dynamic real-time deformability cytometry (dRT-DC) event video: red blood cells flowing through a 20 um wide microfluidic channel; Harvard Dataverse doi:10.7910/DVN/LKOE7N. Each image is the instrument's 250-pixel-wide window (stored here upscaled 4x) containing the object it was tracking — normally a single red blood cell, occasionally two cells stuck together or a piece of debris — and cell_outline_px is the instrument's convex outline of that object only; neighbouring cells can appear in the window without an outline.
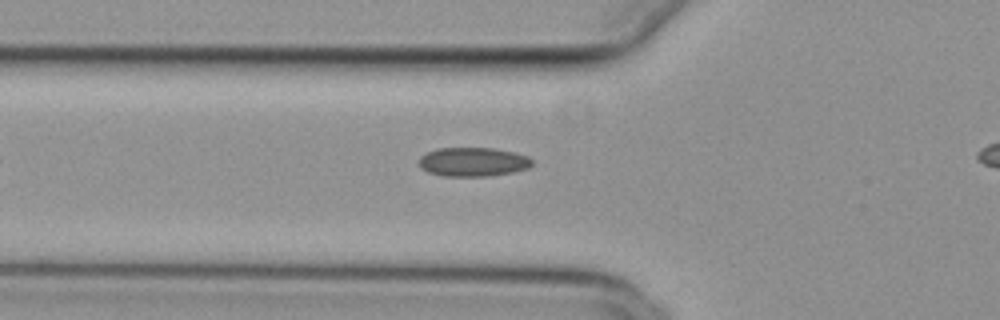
{"species": "common noctule bat (a hibernating species)", "species_latin": "Nyctalus noctula", "temperature_condition": "cold", "stored_images_in_passage": 33, "camera_frame_rate_fps": 3000, "um_per_image_px": 0.085, "animal": {"sex": "female", "body_mass_g": 29.2, "forearm_length_mm": 56.3}, "frame": {"image": 1, "passage_image": 4, "time_ms": 1.0, "image_size_px": [1000, 320], "cell_outline_px": [[532, 164], [528, 168], [512, 172], [488, 176], [444, 176], [428, 172], [420, 168], [420, 156], [436, 148], [492, 148], [516, 152], [528, 156], [532, 160]], "centroid_in_image_um": [40.21, 13.76], "position_along_channel_um": 85.6, "area_um2": 19.13}}
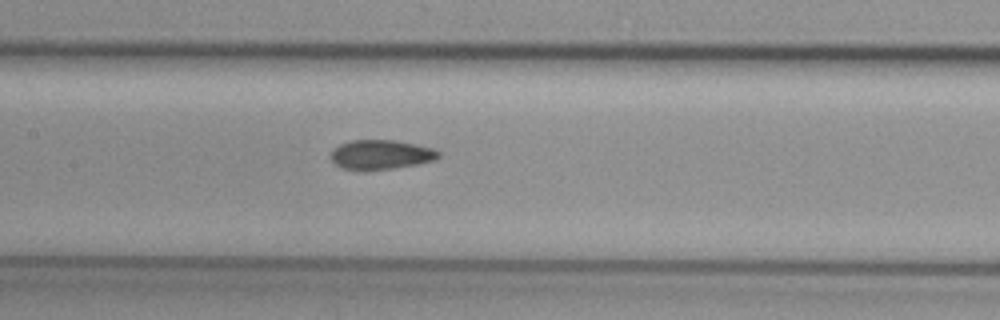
{"frame": {"image": 2, "passage_image": 11, "time_ms": 3.333, "image_size_px": [1000, 320], "cell_outline_px": [[440, 156], [432, 160], [416, 164], [392, 168], [340, 168], [332, 160], [332, 152], [340, 144], [352, 140], [396, 140], [432, 148], [440, 152]], "centroid_in_image_um": [32.4, 13.11], "position_along_channel_um": 175.0, "area_um2": 17.74}}
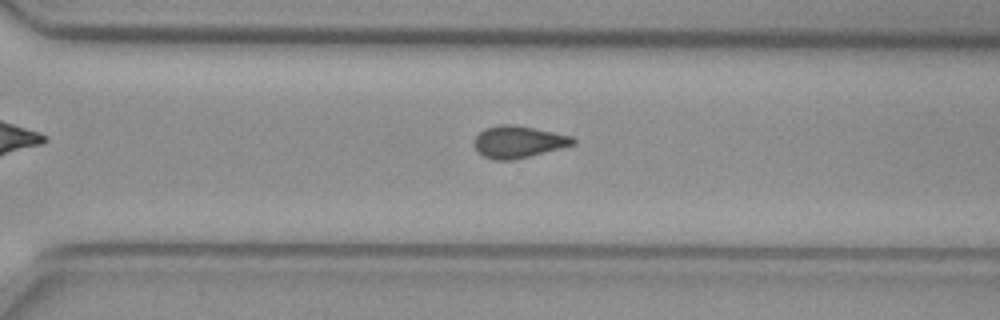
{"frame": {"image": 3, "passage_image": 23, "time_ms": 7.333, "image_size_px": [1000, 320], "cell_outline_px": [[576, 144], [512, 160], [492, 160], [484, 156], [472, 144], [472, 140], [484, 128], [496, 124], [512, 124], [572, 136], [576, 140]], "centroid_in_image_um": [44.01, 12.05], "position_along_channel_um": 326.6, "area_um2": 18.32}, "authors_computed_cell_mechanics": {"area_um2": 18.4382, "velocity_mm_per_s": 3.8015, "shape_relaxation_time_tau1_ms": null, "shape_relaxation_time_tau2_ms": 3.2461, "deformation_change_tau1": null, "deformation_change_tau2": 0.0769}}